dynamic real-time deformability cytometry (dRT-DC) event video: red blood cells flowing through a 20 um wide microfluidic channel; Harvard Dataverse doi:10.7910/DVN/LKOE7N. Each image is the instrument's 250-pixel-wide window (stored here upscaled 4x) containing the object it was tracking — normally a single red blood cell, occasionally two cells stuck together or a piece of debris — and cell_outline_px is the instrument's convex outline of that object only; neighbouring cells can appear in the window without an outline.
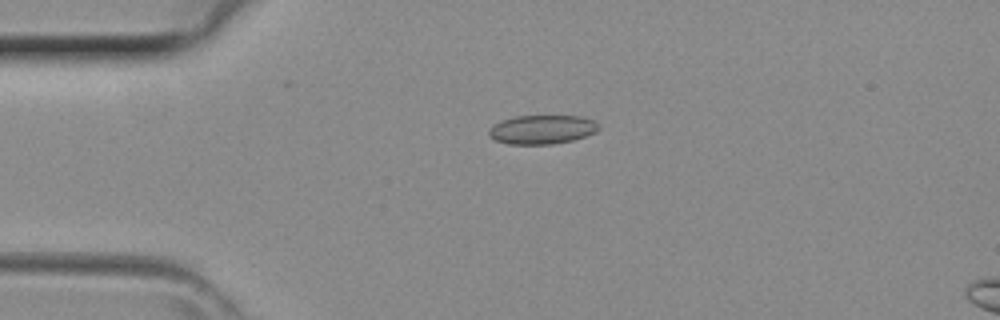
{"species": "common noctule bat (a hibernating species)", "species_latin": "Nyctalus noctula", "temperature_condition": "room temperature", "stored_images_in_passage": 36, "camera_frame_rate_fps": 3000, "um_per_image_px": 0.085, "animal": {"sex": "female", "body_mass_g": 29.2, "forearm_length_mm": 56.3}, "frame": {"image": 1, "passage_image": 4, "time_ms": 1.0, "image_size_px": [1000, 320], "cell_outline_px": [[600, 128], [596, 132], [572, 140], [552, 144], [508, 144], [496, 140], [488, 136], [488, 128], [492, 124], [500, 120], [516, 116], [580, 116], [592, 120], [600, 124]], "centroid_in_image_um": [46.04, 11.0], "position_along_channel_um": 39.0, "area_um2": 18.67}}
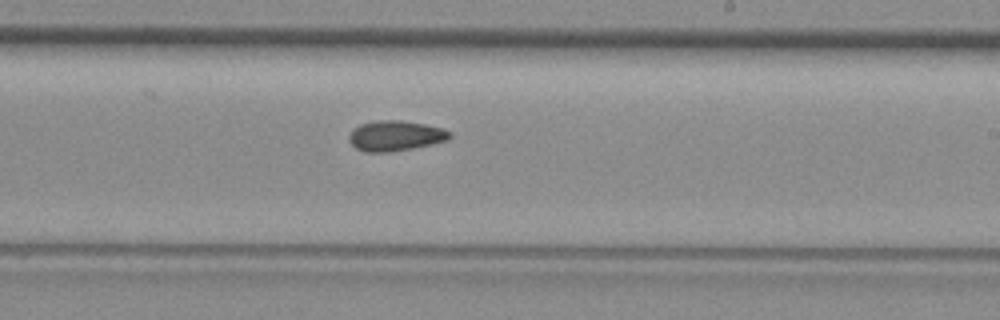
{"frame": {"image": 2, "passage_image": 19, "time_ms": 6.0, "image_size_px": [1000, 320], "cell_outline_px": [[452, 136], [448, 140], [432, 144], [412, 148], [388, 152], [364, 152], [356, 148], [348, 140], [348, 136], [352, 128], [360, 124], [376, 120], [400, 120], [424, 124], [444, 128], [452, 132]], "centroid_in_image_um": [33.6, 11.53], "position_along_channel_um": 255.4, "area_um2": 17.98}}
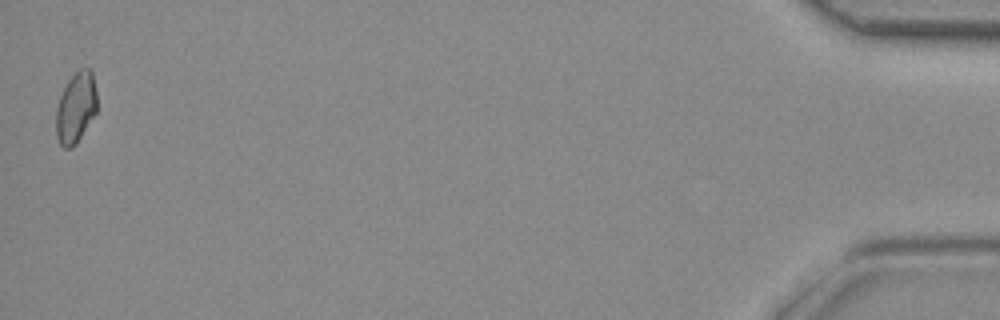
{"frame": {"image": 3, "passage_image": 36, "time_ms": 11.667, "image_size_px": [1000, 320], "cell_outline_px": [[96, 112], [76, 144], [72, 148], [64, 148], [60, 144], [56, 136], [56, 108], [60, 96], [68, 80], [80, 68], [92, 68], [96, 92]], "centroid_in_image_um": [6.44, 9.15], "position_along_channel_um": 428.8, "area_um2": 16.88}}